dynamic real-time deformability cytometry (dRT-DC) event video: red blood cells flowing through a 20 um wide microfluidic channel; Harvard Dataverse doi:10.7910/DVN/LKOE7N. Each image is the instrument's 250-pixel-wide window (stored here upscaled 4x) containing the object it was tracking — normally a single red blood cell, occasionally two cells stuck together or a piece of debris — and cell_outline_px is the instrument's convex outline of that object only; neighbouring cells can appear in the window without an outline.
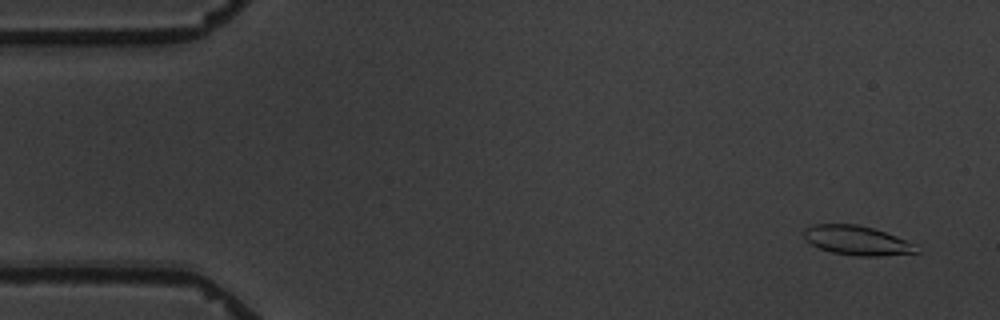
{"species": "common noctule bat (a hibernating species)", "species_latin": "Nyctalus noctula", "temperature_condition": "warm", "stored_images_in_passage": 5, "camera_frame_rate_fps": 3000, "um_per_image_px": 0.085, "animal": {"sex": "male", "body_mass_g": 19.5, "forearm_length_mm": 54.6}, "frame": {"image": 1, "passage_image": 1, "time_ms": 0.0, "image_size_px": [1000, 320], "cell_outline_px": [[920, 252], [880, 256], [856, 256], [832, 252], [820, 248], [812, 244], [804, 236], [804, 228], [816, 224], [856, 224], [872, 228], [896, 236], [916, 244]], "centroid_in_image_um": [72.87, 20.44], "position_along_channel_um": 12.1, "area_um2": 19.07}}
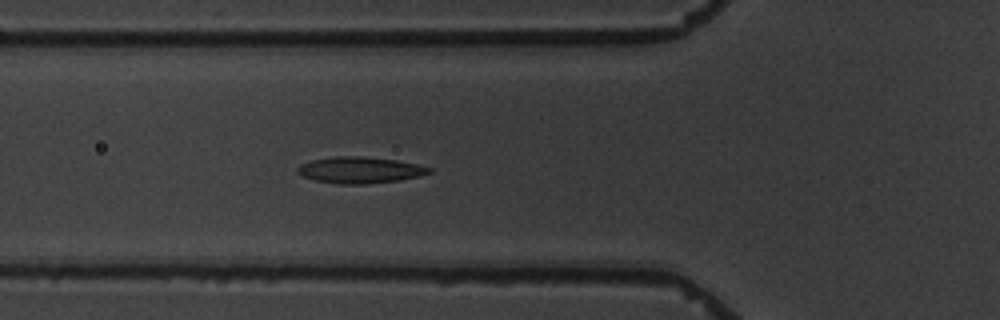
{"frame": {"image": 2, "passage_image": 5, "time_ms": 5.667, "image_size_px": [1000, 320], "cell_outline_px": [[432, 172], [420, 176], [400, 180], [368, 184], [340, 184], [316, 180], [304, 176], [296, 172], [296, 168], [300, 164], [312, 160], [336, 156], [360, 156], [396, 160], [416, 164], [432, 168]], "centroid_in_image_um": [30.6, 14.45], "position_along_channel_um": 95.2, "area_um2": 20.17}}